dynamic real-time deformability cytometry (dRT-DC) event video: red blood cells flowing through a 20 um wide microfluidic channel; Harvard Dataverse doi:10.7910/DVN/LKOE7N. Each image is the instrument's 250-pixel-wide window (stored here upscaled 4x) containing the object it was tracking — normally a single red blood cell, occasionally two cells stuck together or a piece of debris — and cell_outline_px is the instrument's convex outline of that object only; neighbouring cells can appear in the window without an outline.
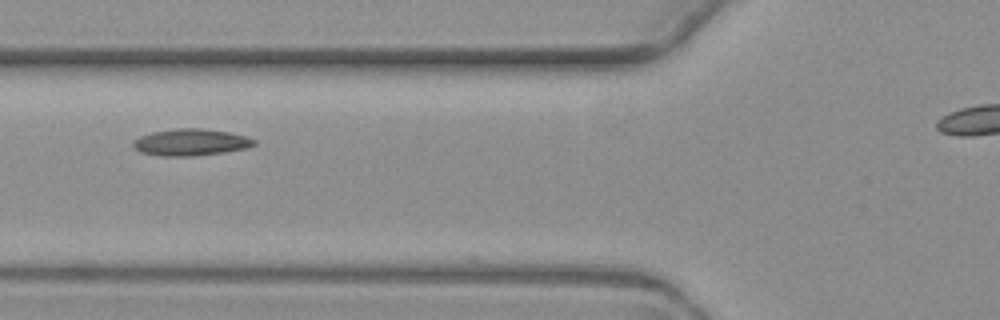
{"species": "common noctule bat (a hibernating species)", "species_latin": "Nyctalus noctula", "temperature_condition": "warm", "stored_images_in_passage": 9, "segment_of_instrument_passage": [1, 2], "camera_frame_rate_fps": 3000, "um_per_image_px": 0.085, "animal": {"sex": "female", "body_mass_g": 19.3, "forearm_length_mm": 54.1}, "frame": {"image": 1, "passage_image": 4, "time_ms": 3.667, "image_size_px": [1000, 320], "cell_outline_px": [[256, 144], [244, 148], [224, 152], [188, 156], [160, 156], [140, 152], [132, 144], [132, 140], [140, 136], [152, 132], [176, 128], [200, 128], [228, 132], [244, 136], [256, 140]], "centroid_in_image_um": [16.17, 12.09], "position_along_channel_um": 109.6, "area_um2": 18.67}}
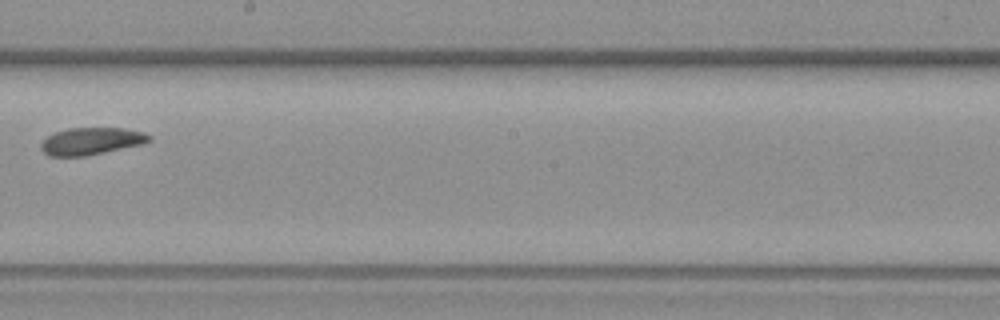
{"frame": {"image": 2, "passage_image": 7, "time_ms": 7.333, "image_size_px": [1000, 320], "cell_outline_px": [[152, 140], [144, 144], [84, 156], [48, 156], [40, 148], [40, 144], [48, 136], [56, 132], [68, 128], [124, 128], [144, 132], [152, 136]], "centroid_in_image_um": [7.79, 11.99], "position_along_channel_um": 240.4, "area_um2": 17.17}}
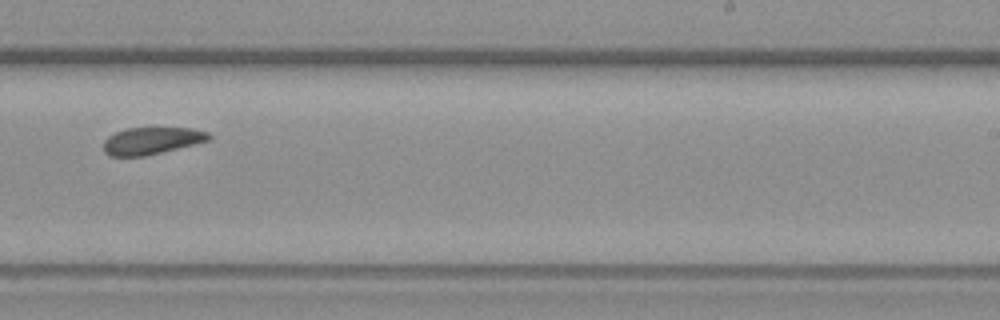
{"frame": {"image": 3, "passage_image": 8, "time_ms": 8.333, "image_size_px": [1000, 320], "cell_outline_px": [[212, 140], [196, 144], [144, 156], [108, 156], [104, 152], [104, 140], [108, 136], [124, 128], [192, 128], [208, 132], [212, 136]], "centroid_in_image_um": [12.91, 11.96], "position_along_channel_um": 276.1, "area_um2": 16.76}}